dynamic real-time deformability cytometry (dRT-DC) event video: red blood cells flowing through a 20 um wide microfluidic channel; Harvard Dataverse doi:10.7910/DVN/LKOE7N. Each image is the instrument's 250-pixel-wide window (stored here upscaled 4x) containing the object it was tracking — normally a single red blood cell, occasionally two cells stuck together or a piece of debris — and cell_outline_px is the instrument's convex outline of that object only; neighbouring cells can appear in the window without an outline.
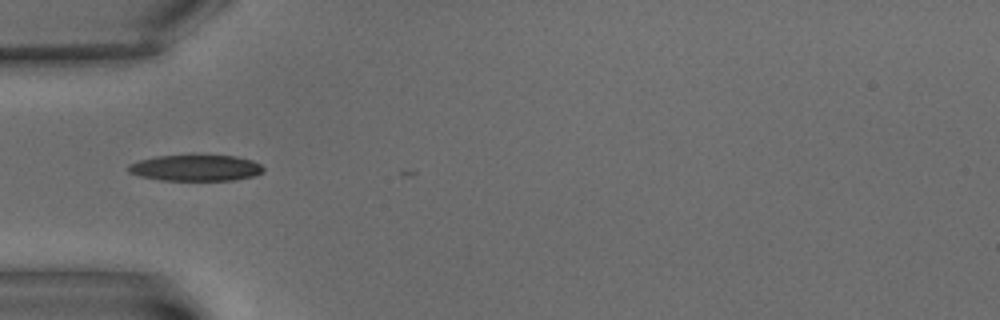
{"species": "common noctule bat (a hibernating species)", "species_latin": "Nyctalus noctula", "temperature_condition": "warm", "stored_images_in_passage": 6, "camera_frame_rate_fps": 3000, "um_per_image_px": 0.085, "animal": {"sex": "male", "body_mass_g": 15.6}, "frame": {"image": 1, "passage_image": 4, "time_ms": 5.333, "image_size_px": [1000, 320], "cell_outline_px": [[264, 172], [252, 176], [232, 180], [160, 180], [140, 176], [128, 172], [128, 164], [140, 160], [156, 156], [192, 152], [236, 156], [252, 160], [260, 164], [264, 168]], "centroid_in_image_um": [16.62, 14.22], "position_along_channel_um": 68.4, "area_um2": 21.5}}
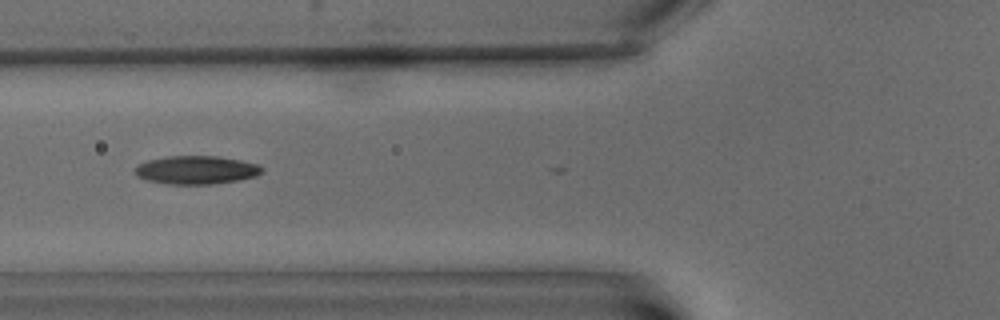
{"frame": {"image": 2, "passage_image": 5, "time_ms": 6.667, "image_size_px": [1000, 320], "cell_outline_px": [[264, 172], [256, 176], [236, 180], [212, 184], [164, 184], [148, 180], [136, 176], [132, 172], [140, 164], [148, 160], [164, 156], [216, 156], [240, 160], [256, 164], [264, 168]], "centroid_in_image_um": [16.66, 14.45], "position_along_channel_um": 109.1, "area_um2": 20.98}}